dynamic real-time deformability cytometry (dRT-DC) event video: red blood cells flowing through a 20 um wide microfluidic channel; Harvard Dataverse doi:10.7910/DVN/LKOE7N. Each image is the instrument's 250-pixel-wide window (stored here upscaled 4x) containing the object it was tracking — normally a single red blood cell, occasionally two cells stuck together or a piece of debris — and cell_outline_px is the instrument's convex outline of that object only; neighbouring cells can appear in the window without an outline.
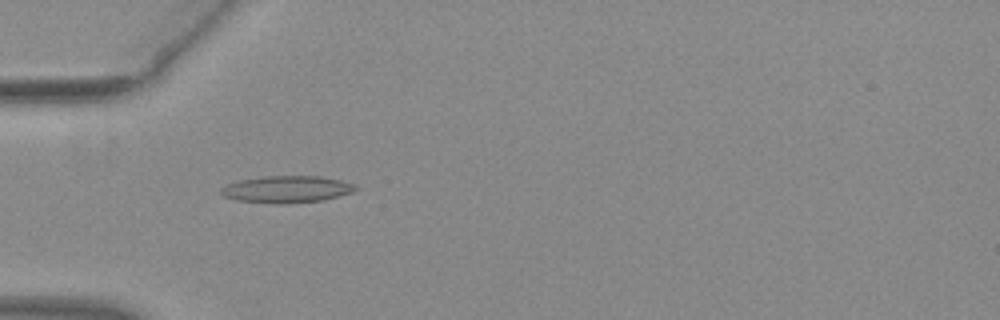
{"species": "common noctule bat (a hibernating species)", "species_latin": "Nyctalus noctula", "temperature_condition": "warm", "stored_images_in_passage": 40, "camera_frame_rate_fps": 3000, "um_per_image_px": 0.085, "animal": {"sex": "female", "body_mass_g": 29.2, "forearm_length_mm": 56.3}, "frame": {"image": 1, "passage_image": 5, "time_ms": 1.333, "image_size_px": [1000, 320], "cell_outline_px": [[360, 188], [352, 192], [324, 200], [284, 204], [280, 204], [236, 200], [224, 196], [220, 192], [220, 188], [228, 184], [240, 180], [264, 176], [320, 176], [340, 180], [356, 184]], "centroid_in_image_um": [24.4, 16.09], "position_along_channel_um": 60.6, "area_um2": 21.15}}
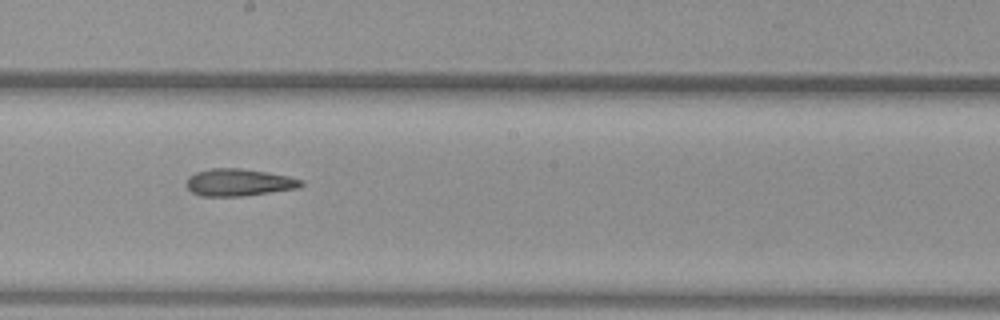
{"frame": {"image": 2, "passage_image": 18, "time_ms": 5.667, "image_size_px": [1000, 320], "cell_outline_px": [[304, 184], [300, 188], [240, 196], [200, 196], [192, 192], [184, 184], [188, 176], [196, 172], [212, 168], [240, 168], [288, 176], [304, 180]], "centroid_in_image_um": [20.28, 15.5], "position_along_channel_um": 227.9, "area_um2": 18.21}}
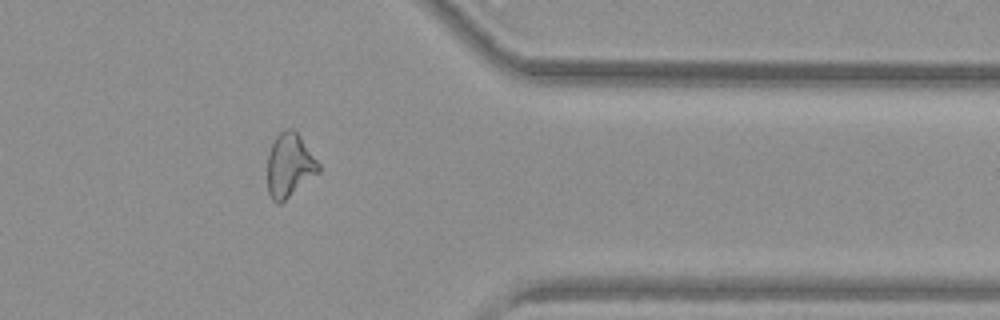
{"frame": {"image": 3, "passage_image": 31, "time_ms": 10.0, "image_size_px": [1000, 320], "cell_outline_px": [[320, 172], [280, 204], [276, 204], [272, 200], [268, 192], [268, 152], [276, 136], [284, 128], [292, 128], [300, 136], [320, 164]], "centroid_in_image_um": [24.61, 14.06], "position_along_channel_um": 386.8, "area_um2": 19.07}, "authors_computed_cell_mechanics": {"area_um2": 18.9006, "velocity_mm_per_s": 3.9631, "shape_relaxation_time_tau1_ms": null, "shape_relaxation_time_tau2_ms": 6.3535, "deformation_change_tau1": null, "deformation_change_tau2": 0.1852}}